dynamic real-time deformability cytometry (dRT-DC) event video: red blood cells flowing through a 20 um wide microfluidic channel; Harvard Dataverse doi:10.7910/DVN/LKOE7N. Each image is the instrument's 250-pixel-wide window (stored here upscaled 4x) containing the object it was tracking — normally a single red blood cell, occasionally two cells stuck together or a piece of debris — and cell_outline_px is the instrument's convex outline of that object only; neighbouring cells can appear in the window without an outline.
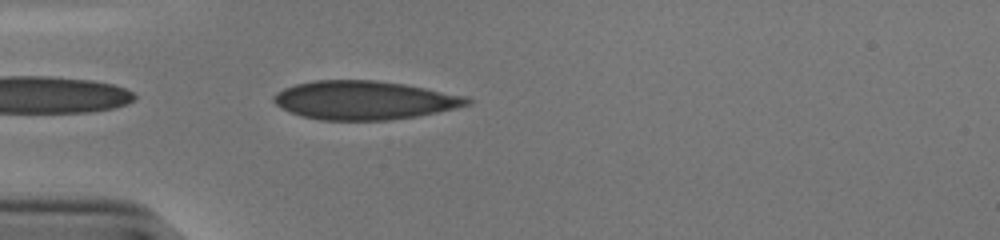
{"species": "human", "species_latin": "Homo sapiens", "temperature_condition": "cold", "stored_images_in_passage": 38, "camera_frame_rate_fps": 3000, "um_per_image_px": 0.085, "donor": {"sex": "male"}, "frame": {"image": 1, "passage_image": 1, "time_ms": 0.0, "image_size_px": [1000, 240], "cell_outline_px": [[472, 104], [456, 108], [416, 116], [388, 120], [320, 120], [300, 116], [288, 112], [280, 108], [272, 100], [272, 96], [276, 92], [284, 88], [296, 84], [312, 80], [376, 80], [404, 84], [464, 96], [472, 100]], "centroid_in_image_um": [30.9, 8.52], "position_along_channel_um": 54.1, "area_um2": 43.64}}
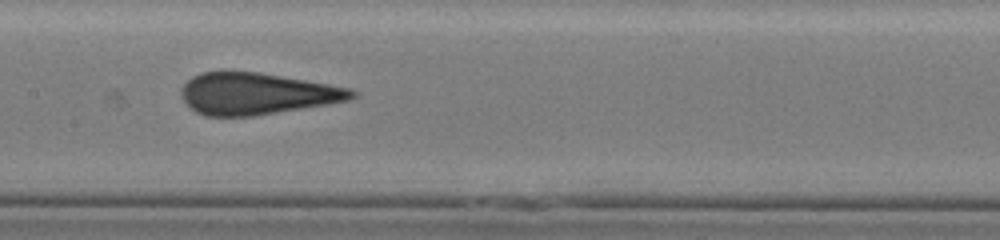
{"frame": {"image": 2, "passage_image": 12, "time_ms": 3.667, "image_size_px": [1000, 240], "cell_outline_px": [[356, 96], [348, 100], [328, 104], [252, 116], [208, 116], [196, 112], [180, 96], [180, 88], [192, 76], [200, 72], [260, 72], [352, 88], [356, 92]], "centroid_in_image_um": [21.82, 7.96], "position_along_channel_um": 185.6, "area_um2": 41.21}}
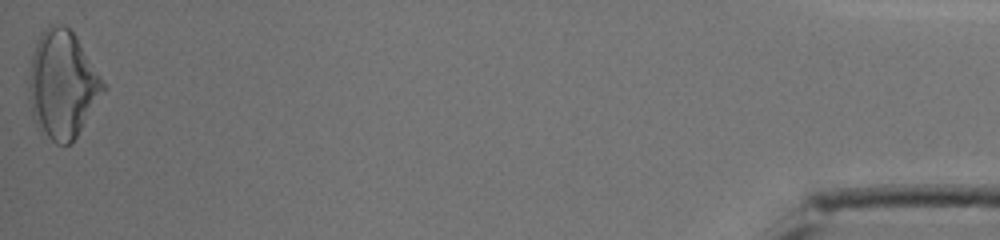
{"frame": {"image": 3, "passage_image": 38, "time_ms": 12.333, "image_size_px": [1000, 240], "cell_outline_px": [[108, 88], [72, 144], [56, 144], [36, 128], [32, 116], [28, 100], [28, 80], [32, 56], [40, 32], [56, 24], [64, 24], [76, 36]], "centroid_in_image_um": [5.31, 7.24], "position_along_channel_um": 429.9, "area_um2": 47.05}, "authors_computed_cell_mechanics": {"area_um2": 41.0958, "velocity_mm_per_s": 3.8675, "shape_relaxation_time_tau1_ms": 9.6655, "shape_relaxation_time_tau2_ms": 0.8725, "deformation_change_tau1": 0.2324, "deformation_change_tau2": 0.0419}}